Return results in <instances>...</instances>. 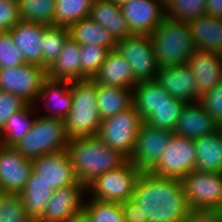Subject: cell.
Returning <instances> with one entry per match:
<instances>
[{"instance_id": "1", "label": "cell", "mask_w": 222, "mask_h": 222, "mask_svg": "<svg viewBox=\"0 0 222 222\" xmlns=\"http://www.w3.org/2000/svg\"><path fill=\"white\" fill-rule=\"evenodd\" d=\"M132 200L140 206L144 222H185L189 214L181 179L142 172Z\"/></svg>"}, {"instance_id": "2", "label": "cell", "mask_w": 222, "mask_h": 222, "mask_svg": "<svg viewBox=\"0 0 222 222\" xmlns=\"http://www.w3.org/2000/svg\"><path fill=\"white\" fill-rule=\"evenodd\" d=\"M67 150L76 177L85 186L127 160L118 151L105 145L97 136L69 140Z\"/></svg>"}, {"instance_id": "3", "label": "cell", "mask_w": 222, "mask_h": 222, "mask_svg": "<svg viewBox=\"0 0 222 222\" xmlns=\"http://www.w3.org/2000/svg\"><path fill=\"white\" fill-rule=\"evenodd\" d=\"M149 36L159 68L187 65L188 58L197 50L189 24L168 17Z\"/></svg>"}, {"instance_id": "4", "label": "cell", "mask_w": 222, "mask_h": 222, "mask_svg": "<svg viewBox=\"0 0 222 222\" xmlns=\"http://www.w3.org/2000/svg\"><path fill=\"white\" fill-rule=\"evenodd\" d=\"M72 106L65 119L69 140L95 137L101 125L93 79L71 82Z\"/></svg>"}, {"instance_id": "5", "label": "cell", "mask_w": 222, "mask_h": 222, "mask_svg": "<svg viewBox=\"0 0 222 222\" xmlns=\"http://www.w3.org/2000/svg\"><path fill=\"white\" fill-rule=\"evenodd\" d=\"M65 121L37 115L29 132L14 147L28 159L67 149Z\"/></svg>"}, {"instance_id": "6", "label": "cell", "mask_w": 222, "mask_h": 222, "mask_svg": "<svg viewBox=\"0 0 222 222\" xmlns=\"http://www.w3.org/2000/svg\"><path fill=\"white\" fill-rule=\"evenodd\" d=\"M142 171L126 160L121 166L95 178L86 186L88 198L103 202H125L132 199Z\"/></svg>"}, {"instance_id": "7", "label": "cell", "mask_w": 222, "mask_h": 222, "mask_svg": "<svg viewBox=\"0 0 222 222\" xmlns=\"http://www.w3.org/2000/svg\"><path fill=\"white\" fill-rule=\"evenodd\" d=\"M142 123L140 114L132 105L116 115L103 119L97 137L128 160L133 153Z\"/></svg>"}, {"instance_id": "8", "label": "cell", "mask_w": 222, "mask_h": 222, "mask_svg": "<svg viewBox=\"0 0 222 222\" xmlns=\"http://www.w3.org/2000/svg\"><path fill=\"white\" fill-rule=\"evenodd\" d=\"M181 181L190 210L221 209L222 173L193 170Z\"/></svg>"}, {"instance_id": "9", "label": "cell", "mask_w": 222, "mask_h": 222, "mask_svg": "<svg viewBox=\"0 0 222 222\" xmlns=\"http://www.w3.org/2000/svg\"><path fill=\"white\" fill-rule=\"evenodd\" d=\"M47 70L25 63L21 66L0 69V91L14 94L27 104L36 105Z\"/></svg>"}, {"instance_id": "10", "label": "cell", "mask_w": 222, "mask_h": 222, "mask_svg": "<svg viewBox=\"0 0 222 222\" xmlns=\"http://www.w3.org/2000/svg\"><path fill=\"white\" fill-rule=\"evenodd\" d=\"M195 166L194 139L174 134L159 162L149 172L158 177L182 179L192 172Z\"/></svg>"}, {"instance_id": "11", "label": "cell", "mask_w": 222, "mask_h": 222, "mask_svg": "<svg viewBox=\"0 0 222 222\" xmlns=\"http://www.w3.org/2000/svg\"><path fill=\"white\" fill-rule=\"evenodd\" d=\"M116 50L129 62L137 83L155 80L159 66L150 36L131 34L117 40Z\"/></svg>"}, {"instance_id": "12", "label": "cell", "mask_w": 222, "mask_h": 222, "mask_svg": "<svg viewBox=\"0 0 222 222\" xmlns=\"http://www.w3.org/2000/svg\"><path fill=\"white\" fill-rule=\"evenodd\" d=\"M173 135L171 130L153 127L143 122L128 161L142 172H149L159 162Z\"/></svg>"}, {"instance_id": "13", "label": "cell", "mask_w": 222, "mask_h": 222, "mask_svg": "<svg viewBox=\"0 0 222 222\" xmlns=\"http://www.w3.org/2000/svg\"><path fill=\"white\" fill-rule=\"evenodd\" d=\"M130 34L150 35L166 17L164 0H131L120 5Z\"/></svg>"}, {"instance_id": "14", "label": "cell", "mask_w": 222, "mask_h": 222, "mask_svg": "<svg viewBox=\"0 0 222 222\" xmlns=\"http://www.w3.org/2000/svg\"><path fill=\"white\" fill-rule=\"evenodd\" d=\"M32 171L53 190L80 183L67 149L31 160Z\"/></svg>"}, {"instance_id": "15", "label": "cell", "mask_w": 222, "mask_h": 222, "mask_svg": "<svg viewBox=\"0 0 222 222\" xmlns=\"http://www.w3.org/2000/svg\"><path fill=\"white\" fill-rule=\"evenodd\" d=\"M86 186L81 183L54 190L42 217L37 222H69L84 208Z\"/></svg>"}, {"instance_id": "16", "label": "cell", "mask_w": 222, "mask_h": 222, "mask_svg": "<svg viewBox=\"0 0 222 222\" xmlns=\"http://www.w3.org/2000/svg\"><path fill=\"white\" fill-rule=\"evenodd\" d=\"M31 172V159L22 156L14 146L0 143V192L19 194Z\"/></svg>"}, {"instance_id": "17", "label": "cell", "mask_w": 222, "mask_h": 222, "mask_svg": "<svg viewBox=\"0 0 222 222\" xmlns=\"http://www.w3.org/2000/svg\"><path fill=\"white\" fill-rule=\"evenodd\" d=\"M187 66L198 82L196 101L202 94L212 90L222 81V56L220 53L197 49L188 58Z\"/></svg>"}, {"instance_id": "18", "label": "cell", "mask_w": 222, "mask_h": 222, "mask_svg": "<svg viewBox=\"0 0 222 222\" xmlns=\"http://www.w3.org/2000/svg\"><path fill=\"white\" fill-rule=\"evenodd\" d=\"M155 80L175 99L196 102L198 82L187 65L160 67Z\"/></svg>"}, {"instance_id": "19", "label": "cell", "mask_w": 222, "mask_h": 222, "mask_svg": "<svg viewBox=\"0 0 222 222\" xmlns=\"http://www.w3.org/2000/svg\"><path fill=\"white\" fill-rule=\"evenodd\" d=\"M218 128V124L196 101L184 105L173 132L181 137L196 139L211 134Z\"/></svg>"}, {"instance_id": "20", "label": "cell", "mask_w": 222, "mask_h": 222, "mask_svg": "<svg viewBox=\"0 0 222 222\" xmlns=\"http://www.w3.org/2000/svg\"><path fill=\"white\" fill-rule=\"evenodd\" d=\"M46 25L20 20L9 32L25 62L42 67V37Z\"/></svg>"}, {"instance_id": "21", "label": "cell", "mask_w": 222, "mask_h": 222, "mask_svg": "<svg viewBox=\"0 0 222 222\" xmlns=\"http://www.w3.org/2000/svg\"><path fill=\"white\" fill-rule=\"evenodd\" d=\"M39 101L45 102L46 109L50 111L49 114L41 116L65 121L72 106L71 82L54 80L47 77L42 84L37 99V102Z\"/></svg>"}, {"instance_id": "22", "label": "cell", "mask_w": 222, "mask_h": 222, "mask_svg": "<svg viewBox=\"0 0 222 222\" xmlns=\"http://www.w3.org/2000/svg\"><path fill=\"white\" fill-rule=\"evenodd\" d=\"M92 79L103 85L125 89H133L137 84L129 62L116 49L107 53L103 65Z\"/></svg>"}, {"instance_id": "23", "label": "cell", "mask_w": 222, "mask_h": 222, "mask_svg": "<svg viewBox=\"0 0 222 222\" xmlns=\"http://www.w3.org/2000/svg\"><path fill=\"white\" fill-rule=\"evenodd\" d=\"M80 45L69 37L56 61L47 70V77L62 81L82 80V59Z\"/></svg>"}, {"instance_id": "24", "label": "cell", "mask_w": 222, "mask_h": 222, "mask_svg": "<svg viewBox=\"0 0 222 222\" xmlns=\"http://www.w3.org/2000/svg\"><path fill=\"white\" fill-rule=\"evenodd\" d=\"M196 166L194 170L222 173V126L211 134L194 139Z\"/></svg>"}, {"instance_id": "25", "label": "cell", "mask_w": 222, "mask_h": 222, "mask_svg": "<svg viewBox=\"0 0 222 222\" xmlns=\"http://www.w3.org/2000/svg\"><path fill=\"white\" fill-rule=\"evenodd\" d=\"M171 95L156 80L141 81L133 88L132 105L146 122L155 110L170 102Z\"/></svg>"}, {"instance_id": "26", "label": "cell", "mask_w": 222, "mask_h": 222, "mask_svg": "<svg viewBox=\"0 0 222 222\" xmlns=\"http://www.w3.org/2000/svg\"><path fill=\"white\" fill-rule=\"evenodd\" d=\"M198 50L222 54V19L202 15L189 23Z\"/></svg>"}, {"instance_id": "27", "label": "cell", "mask_w": 222, "mask_h": 222, "mask_svg": "<svg viewBox=\"0 0 222 222\" xmlns=\"http://www.w3.org/2000/svg\"><path fill=\"white\" fill-rule=\"evenodd\" d=\"M90 18L104 26L116 40L131 35L120 5L113 0H94Z\"/></svg>"}, {"instance_id": "28", "label": "cell", "mask_w": 222, "mask_h": 222, "mask_svg": "<svg viewBox=\"0 0 222 222\" xmlns=\"http://www.w3.org/2000/svg\"><path fill=\"white\" fill-rule=\"evenodd\" d=\"M53 192L49 184L39 179L33 171L31 172L30 178L19 194L27 215L32 221H38L42 217Z\"/></svg>"}, {"instance_id": "29", "label": "cell", "mask_w": 222, "mask_h": 222, "mask_svg": "<svg viewBox=\"0 0 222 222\" xmlns=\"http://www.w3.org/2000/svg\"><path fill=\"white\" fill-rule=\"evenodd\" d=\"M96 100L100 118L103 120L132 106L133 89L96 82Z\"/></svg>"}, {"instance_id": "30", "label": "cell", "mask_w": 222, "mask_h": 222, "mask_svg": "<svg viewBox=\"0 0 222 222\" xmlns=\"http://www.w3.org/2000/svg\"><path fill=\"white\" fill-rule=\"evenodd\" d=\"M69 36L79 45L95 44L108 51L116 49L117 40L102 25L90 17L79 20L69 28Z\"/></svg>"}, {"instance_id": "31", "label": "cell", "mask_w": 222, "mask_h": 222, "mask_svg": "<svg viewBox=\"0 0 222 222\" xmlns=\"http://www.w3.org/2000/svg\"><path fill=\"white\" fill-rule=\"evenodd\" d=\"M36 105L27 104L22 110L14 113L0 132V143L6 146H15L29 132L36 117L33 114Z\"/></svg>"}, {"instance_id": "32", "label": "cell", "mask_w": 222, "mask_h": 222, "mask_svg": "<svg viewBox=\"0 0 222 222\" xmlns=\"http://www.w3.org/2000/svg\"><path fill=\"white\" fill-rule=\"evenodd\" d=\"M94 0H56L53 25L69 28L81 19L90 17Z\"/></svg>"}, {"instance_id": "33", "label": "cell", "mask_w": 222, "mask_h": 222, "mask_svg": "<svg viewBox=\"0 0 222 222\" xmlns=\"http://www.w3.org/2000/svg\"><path fill=\"white\" fill-rule=\"evenodd\" d=\"M22 21L52 26L56 0H17Z\"/></svg>"}, {"instance_id": "34", "label": "cell", "mask_w": 222, "mask_h": 222, "mask_svg": "<svg viewBox=\"0 0 222 222\" xmlns=\"http://www.w3.org/2000/svg\"><path fill=\"white\" fill-rule=\"evenodd\" d=\"M69 37L66 27L45 26L42 37V68L48 70L52 66Z\"/></svg>"}, {"instance_id": "35", "label": "cell", "mask_w": 222, "mask_h": 222, "mask_svg": "<svg viewBox=\"0 0 222 222\" xmlns=\"http://www.w3.org/2000/svg\"><path fill=\"white\" fill-rule=\"evenodd\" d=\"M206 0H165V14L171 20L191 23L204 15Z\"/></svg>"}, {"instance_id": "36", "label": "cell", "mask_w": 222, "mask_h": 222, "mask_svg": "<svg viewBox=\"0 0 222 222\" xmlns=\"http://www.w3.org/2000/svg\"><path fill=\"white\" fill-rule=\"evenodd\" d=\"M87 199L84 202L83 210L92 222H125L120 203Z\"/></svg>"}, {"instance_id": "37", "label": "cell", "mask_w": 222, "mask_h": 222, "mask_svg": "<svg viewBox=\"0 0 222 222\" xmlns=\"http://www.w3.org/2000/svg\"><path fill=\"white\" fill-rule=\"evenodd\" d=\"M185 104L186 102L172 97L170 102L157 108L146 123L153 127L174 131Z\"/></svg>"}, {"instance_id": "38", "label": "cell", "mask_w": 222, "mask_h": 222, "mask_svg": "<svg viewBox=\"0 0 222 222\" xmlns=\"http://www.w3.org/2000/svg\"><path fill=\"white\" fill-rule=\"evenodd\" d=\"M0 222H32L20 194L0 192Z\"/></svg>"}, {"instance_id": "39", "label": "cell", "mask_w": 222, "mask_h": 222, "mask_svg": "<svg viewBox=\"0 0 222 222\" xmlns=\"http://www.w3.org/2000/svg\"><path fill=\"white\" fill-rule=\"evenodd\" d=\"M80 47L82 80L92 79L103 65L109 51L106 48L95 44L80 45Z\"/></svg>"}, {"instance_id": "40", "label": "cell", "mask_w": 222, "mask_h": 222, "mask_svg": "<svg viewBox=\"0 0 222 222\" xmlns=\"http://www.w3.org/2000/svg\"><path fill=\"white\" fill-rule=\"evenodd\" d=\"M20 48L14 43L9 31L0 32V69L25 64Z\"/></svg>"}, {"instance_id": "41", "label": "cell", "mask_w": 222, "mask_h": 222, "mask_svg": "<svg viewBox=\"0 0 222 222\" xmlns=\"http://www.w3.org/2000/svg\"><path fill=\"white\" fill-rule=\"evenodd\" d=\"M198 102L218 126H222V81L212 90L202 94Z\"/></svg>"}, {"instance_id": "42", "label": "cell", "mask_w": 222, "mask_h": 222, "mask_svg": "<svg viewBox=\"0 0 222 222\" xmlns=\"http://www.w3.org/2000/svg\"><path fill=\"white\" fill-rule=\"evenodd\" d=\"M26 105L27 103L20 97L0 91V132L5 127L7 120Z\"/></svg>"}, {"instance_id": "43", "label": "cell", "mask_w": 222, "mask_h": 222, "mask_svg": "<svg viewBox=\"0 0 222 222\" xmlns=\"http://www.w3.org/2000/svg\"><path fill=\"white\" fill-rule=\"evenodd\" d=\"M17 0H0V32L10 31L19 21Z\"/></svg>"}, {"instance_id": "44", "label": "cell", "mask_w": 222, "mask_h": 222, "mask_svg": "<svg viewBox=\"0 0 222 222\" xmlns=\"http://www.w3.org/2000/svg\"><path fill=\"white\" fill-rule=\"evenodd\" d=\"M185 222H222L220 209L190 210Z\"/></svg>"}, {"instance_id": "45", "label": "cell", "mask_w": 222, "mask_h": 222, "mask_svg": "<svg viewBox=\"0 0 222 222\" xmlns=\"http://www.w3.org/2000/svg\"><path fill=\"white\" fill-rule=\"evenodd\" d=\"M120 204L125 222H144L140 206L137 205L136 202L129 199L125 202H121Z\"/></svg>"}, {"instance_id": "46", "label": "cell", "mask_w": 222, "mask_h": 222, "mask_svg": "<svg viewBox=\"0 0 222 222\" xmlns=\"http://www.w3.org/2000/svg\"><path fill=\"white\" fill-rule=\"evenodd\" d=\"M204 15L222 19V0H206Z\"/></svg>"}, {"instance_id": "47", "label": "cell", "mask_w": 222, "mask_h": 222, "mask_svg": "<svg viewBox=\"0 0 222 222\" xmlns=\"http://www.w3.org/2000/svg\"><path fill=\"white\" fill-rule=\"evenodd\" d=\"M69 222H92L88 214L82 210L77 215H75Z\"/></svg>"}, {"instance_id": "48", "label": "cell", "mask_w": 222, "mask_h": 222, "mask_svg": "<svg viewBox=\"0 0 222 222\" xmlns=\"http://www.w3.org/2000/svg\"><path fill=\"white\" fill-rule=\"evenodd\" d=\"M115 3L119 4V5H122L128 1H131V0H113Z\"/></svg>"}]
</instances>
